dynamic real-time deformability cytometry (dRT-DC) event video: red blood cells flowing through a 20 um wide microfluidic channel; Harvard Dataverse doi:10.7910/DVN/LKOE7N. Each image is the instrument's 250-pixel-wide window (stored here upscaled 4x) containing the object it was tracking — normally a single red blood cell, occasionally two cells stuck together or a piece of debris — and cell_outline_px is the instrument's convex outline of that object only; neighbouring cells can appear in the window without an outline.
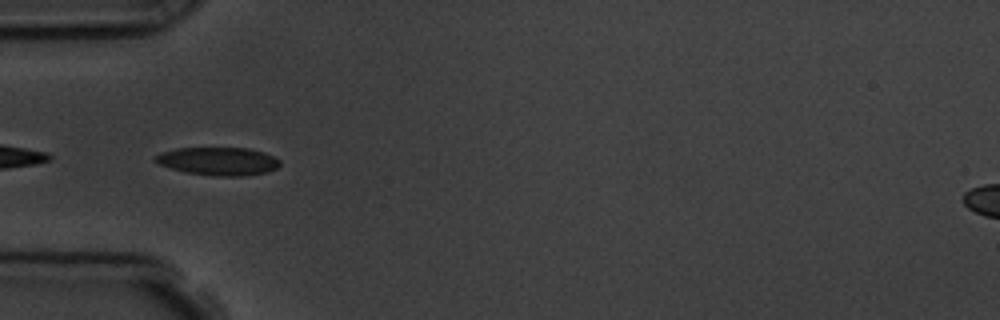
{"species": "common noctule bat (a hibernating species)", "species_latin": "Nyctalus noctula", "temperature_condition": "room temperature", "stored_images_in_passage": 7, "camera_frame_rate_fps": 3000, "um_per_image_px": 0.085, "animal": {"sex": "male", "body_mass_g": 19.5, "forearm_length_mm": 54.6}, "frame": {"image": 1, "passage_image": 5, "time_ms": 4.333, "image_size_px": [1000, 320], "cell_outline_px": [[280, 164], [276, 168], [268, 172], [244, 176], [212, 176], [184, 172], [160, 164], [152, 160], [160, 152], [176, 148], [248, 148], [264, 152], [280, 160]], "centroid_in_image_um": [18.55, 13.71], "position_along_channel_um": 66.4, "area_um2": 20.46}}